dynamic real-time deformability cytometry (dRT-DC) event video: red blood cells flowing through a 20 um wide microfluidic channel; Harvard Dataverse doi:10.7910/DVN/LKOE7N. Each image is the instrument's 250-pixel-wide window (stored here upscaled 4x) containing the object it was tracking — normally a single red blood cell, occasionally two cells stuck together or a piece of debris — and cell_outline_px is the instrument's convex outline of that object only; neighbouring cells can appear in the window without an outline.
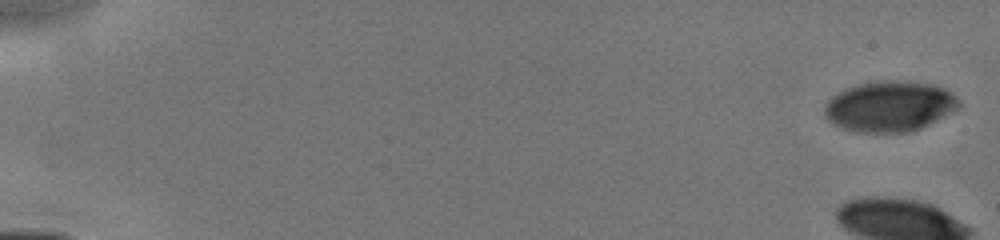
{"species": "human", "species_latin": "Homo sapiens", "temperature_condition": "cold", "stored_images_in_passage": 10, "camera_frame_rate_fps": 3000, "um_per_image_px": 0.085, "donor": {"sex": "male"}, "frame": {"image": 1, "passage_image": 1, "time_ms": 0.0, "image_size_px": [1000, 240], "cell_outline_px": [[960, 108], [920, 128], [908, 132], [856, 132], [844, 128], [828, 120], [824, 112], [824, 108], [828, 100], [832, 96], [856, 84], [888, 80], [896, 80], [932, 84], [944, 88], [952, 92], [960, 100]], "centroid_in_image_um": [75.65, 9.03], "position_along_channel_um": 9.4, "area_um2": 39.36}}